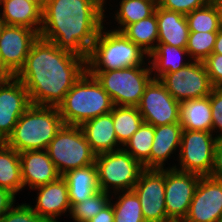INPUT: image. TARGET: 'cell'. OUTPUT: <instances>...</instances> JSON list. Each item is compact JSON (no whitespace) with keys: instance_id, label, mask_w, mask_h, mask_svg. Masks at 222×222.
Returning a JSON list of instances; mask_svg holds the SVG:
<instances>
[{"instance_id":"obj_1","label":"cell","mask_w":222,"mask_h":222,"mask_svg":"<svg viewBox=\"0 0 222 222\" xmlns=\"http://www.w3.org/2000/svg\"><path fill=\"white\" fill-rule=\"evenodd\" d=\"M86 71V58L39 36L15 77L27 89L31 105L58 107Z\"/></svg>"},{"instance_id":"obj_2","label":"cell","mask_w":222,"mask_h":222,"mask_svg":"<svg viewBox=\"0 0 222 222\" xmlns=\"http://www.w3.org/2000/svg\"><path fill=\"white\" fill-rule=\"evenodd\" d=\"M105 0H49L42 10L40 37L88 58L103 26Z\"/></svg>"},{"instance_id":"obj_3","label":"cell","mask_w":222,"mask_h":222,"mask_svg":"<svg viewBox=\"0 0 222 222\" xmlns=\"http://www.w3.org/2000/svg\"><path fill=\"white\" fill-rule=\"evenodd\" d=\"M63 125L58 107L31 105L21 115L5 143L18 153L47 150Z\"/></svg>"},{"instance_id":"obj_4","label":"cell","mask_w":222,"mask_h":222,"mask_svg":"<svg viewBox=\"0 0 222 222\" xmlns=\"http://www.w3.org/2000/svg\"><path fill=\"white\" fill-rule=\"evenodd\" d=\"M113 106L109 94L86 71L67 92L58 109L64 125L80 126L89 119L110 113Z\"/></svg>"},{"instance_id":"obj_5","label":"cell","mask_w":222,"mask_h":222,"mask_svg":"<svg viewBox=\"0 0 222 222\" xmlns=\"http://www.w3.org/2000/svg\"><path fill=\"white\" fill-rule=\"evenodd\" d=\"M147 53L122 32L100 29L86 59L87 71H112L144 65Z\"/></svg>"},{"instance_id":"obj_6","label":"cell","mask_w":222,"mask_h":222,"mask_svg":"<svg viewBox=\"0 0 222 222\" xmlns=\"http://www.w3.org/2000/svg\"><path fill=\"white\" fill-rule=\"evenodd\" d=\"M142 67V68H141ZM109 94L114 106L137 107L146 86L153 79L151 68L134 66L112 71H87Z\"/></svg>"},{"instance_id":"obj_7","label":"cell","mask_w":222,"mask_h":222,"mask_svg":"<svg viewBox=\"0 0 222 222\" xmlns=\"http://www.w3.org/2000/svg\"><path fill=\"white\" fill-rule=\"evenodd\" d=\"M58 172L83 168L95 163L96 154L91 149L80 126L63 125L47 148Z\"/></svg>"},{"instance_id":"obj_8","label":"cell","mask_w":222,"mask_h":222,"mask_svg":"<svg viewBox=\"0 0 222 222\" xmlns=\"http://www.w3.org/2000/svg\"><path fill=\"white\" fill-rule=\"evenodd\" d=\"M98 184L101 191L109 193L112 185L116 191L133 189L144 166L123 148L96 155Z\"/></svg>"},{"instance_id":"obj_9","label":"cell","mask_w":222,"mask_h":222,"mask_svg":"<svg viewBox=\"0 0 222 222\" xmlns=\"http://www.w3.org/2000/svg\"><path fill=\"white\" fill-rule=\"evenodd\" d=\"M212 132L183 130L180 143V169L176 170L209 176L214 158V149L218 142Z\"/></svg>"},{"instance_id":"obj_10","label":"cell","mask_w":222,"mask_h":222,"mask_svg":"<svg viewBox=\"0 0 222 222\" xmlns=\"http://www.w3.org/2000/svg\"><path fill=\"white\" fill-rule=\"evenodd\" d=\"M159 80L178 102L209 96L214 88L203 61L191 62L175 72L164 74Z\"/></svg>"},{"instance_id":"obj_11","label":"cell","mask_w":222,"mask_h":222,"mask_svg":"<svg viewBox=\"0 0 222 222\" xmlns=\"http://www.w3.org/2000/svg\"><path fill=\"white\" fill-rule=\"evenodd\" d=\"M201 176L182 172L175 168L165 169V206L171 222H182L189 210Z\"/></svg>"},{"instance_id":"obj_12","label":"cell","mask_w":222,"mask_h":222,"mask_svg":"<svg viewBox=\"0 0 222 222\" xmlns=\"http://www.w3.org/2000/svg\"><path fill=\"white\" fill-rule=\"evenodd\" d=\"M137 108L144 122L154 127L179 122L180 102L168 93L157 78L146 86Z\"/></svg>"},{"instance_id":"obj_13","label":"cell","mask_w":222,"mask_h":222,"mask_svg":"<svg viewBox=\"0 0 222 222\" xmlns=\"http://www.w3.org/2000/svg\"><path fill=\"white\" fill-rule=\"evenodd\" d=\"M139 198L146 222H171L165 206V169H144L132 189Z\"/></svg>"},{"instance_id":"obj_14","label":"cell","mask_w":222,"mask_h":222,"mask_svg":"<svg viewBox=\"0 0 222 222\" xmlns=\"http://www.w3.org/2000/svg\"><path fill=\"white\" fill-rule=\"evenodd\" d=\"M221 217L222 180L201 176L182 222H220Z\"/></svg>"},{"instance_id":"obj_15","label":"cell","mask_w":222,"mask_h":222,"mask_svg":"<svg viewBox=\"0 0 222 222\" xmlns=\"http://www.w3.org/2000/svg\"><path fill=\"white\" fill-rule=\"evenodd\" d=\"M30 106L28 91L15 76L0 85V139L3 142L13 133L19 118Z\"/></svg>"},{"instance_id":"obj_16","label":"cell","mask_w":222,"mask_h":222,"mask_svg":"<svg viewBox=\"0 0 222 222\" xmlns=\"http://www.w3.org/2000/svg\"><path fill=\"white\" fill-rule=\"evenodd\" d=\"M39 33L22 26L5 25L0 33V56L3 66L15 76L23 67Z\"/></svg>"},{"instance_id":"obj_17","label":"cell","mask_w":222,"mask_h":222,"mask_svg":"<svg viewBox=\"0 0 222 222\" xmlns=\"http://www.w3.org/2000/svg\"><path fill=\"white\" fill-rule=\"evenodd\" d=\"M19 157L24 187L28 184L30 189H35L61 177L47 150L20 152Z\"/></svg>"},{"instance_id":"obj_18","label":"cell","mask_w":222,"mask_h":222,"mask_svg":"<svg viewBox=\"0 0 222 222\" xmlns=\"http://www.w3.org/2000/svg\"><path fill=\"white\" fill-rule=\"evenodd\" d=\"M39 192L33 211L48 222H58L56 217L71 211L67 181L61 176L54 182L35 188Z\"/></svg>"},{"instance_id":"obj_19","label":"cell","mask_w":222,"mask_h":222,"mask_svg":"<svg viewBox=\"0 0 222 222\" xmlns=\"http://www.w3.org/2000/svg\"><path fill=\"white\" fill-rule=\"evenodd\" d=\"M80 128L96 155L120 149L115 148L120 144L114 131L112 111L83 122Z\"/></svg>"},{"instance_id":"obj_20","label":"cell","mask_w":222,"mask_h":222,"mask_svg":"<svg viewBox=\"0 0 222 222\" xmlns=\"http://www.w3.org/2000/svg\"><path fill=\"white\" fill-rule=\"evenodd\" d=\"M158 22L157 44H169L178 48H186L190 30L186 16L182 13L163 9L157 5Z\"/></svg>"},{"instance_id":"obj_21","label":"cell","mask_w":222,"mask_h":222,"mask_svg":"<svg viewBox=\"0 0 222 222\" xmlns=\"http://www.w3.org/2000/svg\"><path fill=\"white\" fill-rule=\"evenodd\" d=\"M5 25L22 26L38 33L42 27V9L30 0H2ZM38 25V26H37Z\"/></svg>"},{"instance_id":"obj_22","label":"cell","mask_w":222,"mask_h":222,"mask_svg":"<svg viewBox=\"0 0 222 222\" xmlns=\"http://www.w3.org/2000/svg\"><path fill=\"white\" fill-rule=\"evenodd\" d=\"M62 177L67 181L71 208L100 191L96 165L67 171Z\"/></svg>"},{"instance_id":"obj_23","label":"cell","mask_w":222,"mask_h":222,"mask_svg":"<svg viewBox=\"0 0 222 222\" xmlns=\"http://www.w3.org/2000/svg\"><path fill=\"white\" fill-rule=\"evenodd\" d=\"M183 128L178 123L155 127L151 148V169H163V162L180 147Z\"/></svg>"},{"instance_id":"obj_24","label":"cell","mask_w":222,"mask_h":222,"mask_svg":"<svg viewBox=\"0 0 222 222\" xmlns=\"http://www.w3.org/2000/svg\"><path fill=\"white\" fill-rule=\"evenodd\" d=\"M179 123L183 130L212 132V108L210 97L180 102Z\"/></svg>"},{"instance_id":"obj_25","label":"cell","mask_w":222,"mask_h":222,"mask_svg":"<svg viewBox=\"0 0 222 222\" xmlns=\"http://www.w3.org/2000/svg\"><path fill=\"white\" fill-rule=\"evenodd\" d=\"M23 187L19 153L3 142L0 145V188L16 194Z\"/></svg>"},{"instance_id":"obj_26","label":"cell","mask_w":222,"mask_h":222,"mask_svg":"<svg viewBox=\"0 0 222 222\" xmlns=\"http://www.w3.org/2000/svg\"><path fill=\"white\" fill-rule=\"evenodd\" d=\"M156 48L148 55L153 58L151 70L158 73L153 79H160L166 73L175 72L190 63L182 62L183 55L188 52L186 48H178L169 44H156Z\"/></svg>"},{"instance_id":"obj_27","label":"cell","mask_w":222,"mask_h":222,"mask_svg":"<svg viewBox=\"0 0 222 222\" xmlns=\"http://www.w3.org/2000/svg\"><path fill=\"white\" fill-rule=\"evenodd\" d=\"M112 119L118 143L124 146L144 122L137 107L113 106Z\"/></svg>"},{"instance_id":"obj_28","label":"cell","mask_w":222,"mask_h":222,"mask_svg":"<svg viewBox=\"0 0 222 222\" xmlns=\"http://www.w3.org/2000/svg\"><path fill=\"white\" fill-rule=\"evenodd\" d=\"M122 33L144 50L148 56L157 46L153 42L158 41L156 13L146 19L128 25Z\"/></svg>"},{"instance_id":"obj_29","label":"cell","mask_w":222,"mask_h":222,"mask_svg":"<svg viewBox=\"0 0 222 222\" xmlns=\"http://www.w3.org/2000/svg\"><path fill=\"white\" fill-rule=\"evenodd\" d=\"M155 134V127L143 122L140 128L131 136L123 148L134 159L139 161L144 169H151V148ZM130 150H129V149Z\"/></svg>"},{"instance_id":"obj_30","label":"cell","mask_w":222,"mask_h":222,"mask_svg":"<svg viewBox=\"0 0 222 222\" xmlns=\"http://www.w3.org/2000/svg\"><path fill=\"white\" fill-rule=\"evenodd\" d=\"M157 5L158 0H122L115 18L123 28L114 31L122 32L128 25L152 16Z\"/></svg>"},{"instance_id":"obj_31","label":"cell","mask_w":222,"mask_h":222,"mask_svg":"<svg viewBox=\"0 0 222 222\" xmlns=\"http://www.w3.org/2000/svg\"><path fill=\"white\" fill-rule=\"evenodd\" d=\"M124 193V194H123ZM115 205L114 222H146L143 217L141 204L133 190L123 191Z\"/></svg>"},{"instance_id":"obj_32","label":"cell","mask_w":222,"mask_h":222,"mask_svg":"<svg viewBox=\"0 0 222 222\" xmlns=\"http://www.w3.org/2000/svg\"><path fill=\"white\" fill-rule=\"evenodd\" d=\"M190 32H218V13L212 2L185 15Z\"/></svg>"},{"instance_id":"obj_33","label":"cell","mask_w":222,"mask_h":222,"mask_svg":"<svg viewBox=\"0 0 222 222\" xmlns=\"http://www.w3.org/2000/svg\"><path fill=\"white\" fill-rule=\"evenodd\" d=\"M107 192L98 191L80 203H76L70 211L75 222H88L110 202Z\"/></svg>"},{"instance_id":"obj_34","label":"cell","mask_w":222,"mask_h":222,"mask_svg":"<svg viewBox=\"0 0 222 222\" xmlns=\"http://www.w3.org/2000/svg\"><path fill=\"white\" fill-rule=\"evenodd\" d=\"M217 32H190L186 50L194 61H204L213 53Z\"/></svg>"},{"instance_id":"obj_35","label":"cell","mask_w":222,"mask_h":222,"mask_svg":"<svg viewBox=\"0 0 222 222\" xmlns=\"http://www.w3.org/2000/svg\"><path fill=\"white\" fill-rule=\"evenodd\" d=\"M0 222H48L35 213L30 205L21 204L11 208L0 217Z\"/></svg>"},{"instance_id":"obj_36","label":"cell","mask_w":222,"mask_h":222,"mask_svg":"<svg viewBox=\"0 0 222 222\" xmlns=\"http://www.w3.org/2000/svg\"><path fill=\"white\" fill-rule=\"evenodd\" d=\"M211 0H158V5L163 9L182 13H191L195 9L202 8Z\"/></svg>"},{"instance_id":"obj_37","label":"cell","mask_w":222,"mask_h":222,"mask_svg":"<svg viewBox=\"0 0 222 222\" xmlns=\"http://www.w3.org/2000/svg\"><path fill=\"white\" fill-rule=\"evenodd\" d=\"M214 88H222V54L212 53L203 61Z\"/></svg>"},{"instance_id":"obj_38","label":"cell","mask_w":222,"mask_h":222,"mask_svg":"<svg viewBox=\"0 0 222 222\" xmlns=\"http://www.w3.org/2000/svg\"><path fill=\"white\" fill-rule=\"evenodd\" d=\"M209 97L212 108V132L217 128L222 132V88H213ZM217 138L222 139V134L220 133Z\"/></svg>"},{"instance_id":"obj_39","label":"cell","mask_w":222,"mask_h":222,"mask_svg":"<svg viewBox=\"0 0 222 222\" xmlns=\"http://www.w3.org/2000/svg\"><path fill=\"white\" fill-rule=\"evenodd\" d=\"M209 176L214 179L222 180V139H219L216 143L213 166Z\"/></svg>"},{"instance_id":"obj_40","label":"cell","mask_w":222,"mask_h":222,"mask_svg":"<svg viewBox=\"0 0 222 222\" xmlns=\"http://www.w3.org/2000/svg\"><path fill=\"white\" fill-rule=\"evenodd\" d=\"M15 194L5 188H0V217L13 206Z\"/></svg>"},{"instance_id":"obj_41","label":"cell","mask_w":222,"mask_h":222,"mask_svg":"<svg viewBox=\"0 0 222 222\" xmlns=\"http://www.w3.org/2000/svg\"><path fill=\"white\" fill-rule=\"evenodd\" d=\"M88 222H114V210L111 201Z\"/></svg>"},{"instance_id":"obj_42","label":"cell","mask_w":222,"mask_h":222,"mask_svg":"<svg viewBox=\"0 0 222 222\" xmlns=\"http://www.w3.org/2000/svg\"><path fill=\"white\" fill-rule=\"evenodd\" d=\"M213 53L222 54V28L217 32V38L214 43Z\"/></svg>"},{"instance_id":"obj_43","label":"cell","mask_w":222,"mask_h":222,"mask_svg":"<svg viewBox=\"0 0 222 222\" xmlns=\"http://www.w3.org/2000/svg\"><path fill=\"white\" fill-rule=\"evenodd\" d=\"M213 5L216 7L218 18H219V24L222 28V0H211Z\"/></svg>"},{"instance_id":"obj_44","label":"cell","mask_w":222,"mask_h":222,"mask_svg":"<svg viewBox=\"0 0 222 222\" xmlns=\"http://www.w3.org/2000/svg\"><path fill=\"white\" fill-rule=\"evenodd\" d=\"M0 71L7 77H13V75L3 66V62L0 56Z\"/></svg>"},{"instance_id":"obj_45","label":"cell","mask_w":222,"mask_h":222,"mask_svg":"<svg viewBox=\"0 0 222 222\" xmlns=\"http://www.w3.org/2000/svg\"><path fill=\"white\" fill-rule=\"evenodd\" d=\"M39 6L42 10L47 6L49 0H30Z\"/></svg>"},{"instance_id":"obj_46","label":"cell","mask_w":222,"mask_h":222,"mask_svg":"<svg viewBox=\"0 0 222 222\" xmlns=\"http://www.w3.org/2000/svg\"><path fill=\"white\" fill-rule=\"evenodd\" d=\"M7 79V77L0 71V85Z\"/></svg>"},{"instance_id":"obj_47","label":"cell","mask_w":222,"mask_h":222,"mask_svg":"<svg viewBox=\"0 0 222 222\" xmlns=\"http://www.w3.org/2000/svg\"><path fill=\"white\" fill-rule=\"evenodd\" d=\"M4 26H5V23L3 22V20H2V18L0 16V33H1V31H2Z\"/></svg>"}]
</instances>
